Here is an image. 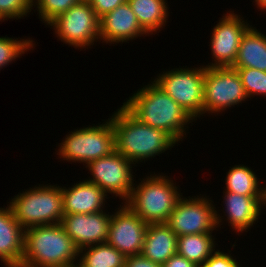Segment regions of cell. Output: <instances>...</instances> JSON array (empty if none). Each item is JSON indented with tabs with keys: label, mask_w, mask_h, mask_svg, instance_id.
<instances>
[{
	"label": "cell",
	"mask_w": 266,
	"mask_h": 267,
	"mask_svg": "<svg viewBox=\"0 0 266 267\" xmlns=\"http://www.w3.org/2000/svg\"><path fill=\"white\" fill-rule=\"evenodd\" d=\"M129 97L123 106L139 121L166 131L177 142L183 141L195 120L152 81ZM187 127V128H186Z\"/></svg>",
	"instance_id": "1"
},
{
	"label": "cell",
	"mask_w": 266,
	"mask_h": 267,
	"mask_svg": "<svg viewBox=\"0 0 266 267\" xmlns=\"http://www.w3.org/2000/svg\"><path fill=\"white\" fill-rule=\"evenodd\" d=\"M115 131L116 151L135 166L171 150L178 142L166 131L146 125L123 105L110 116Z\"/></svg>",
	"instance_id": "2"
},
{
	"label": "cell",
	"mask_w": 266,
	"mask_h": 267,
	"mask_svg": "<svg viewBox=\"0 0 266 267\" xmlns=\"http://www.w3.org/2000/svg\"><path fill=\"white\" fill-rule=\"evenodd\" d=\"M78 256L79 249L61 224L24 230V254L20 267H76Z\"/></svg>",
	"instance_id": "3"
},
{
	"label": "cell",
	"mask_w": 266,
	"mask_h": 267,
	"mask_svg": "<svg viewBox=\"0 0 266 267\" xmlns=\"http://www.w3.org/2000/svg\"><path fill=\"white\" fill-rule=\"evenodd\" d=\"M140 181L139 184L135 181L124 204L147 224L166 223L182 197L180 189L162 172L146 175Z\"/></svg>",
	"instance_id": "4"
},
{
	"label": "cell",
	"mask_w": 266,
	"mask_h": 267,
	"mask_svg": "<svg viewBox=\"0 0 266 267\" xmlns=\"http://www.w3.org/2000/svg\"><path fill=\"white\" fill-rule=\"evenodd\" d=\"M35 185L8 202L14 218L25 230L34 226L60 224L64 216L61 186Z\"/></svg>",
	"instance_id": "5"
},
{
	"label": "cell",
	"mask_w": 266,
	"mask_h": 267,
	"mask_svg": "<svg viewBox=\"0 0 266 267\" xmlns=\"http://www.w3.org/2000/svg\"><path fill=\"white\" fill-rule=\"evenodd\" d=\"M58 147V158L70 163L87 165L92 160L110 155L116 150L112 120L108 118L105 123L68 132Z\"/></svg>",
	"instance_id": "6"
},
{
	"label": "cell",
	"mask_w": 266,
	"mask_h": 267,
	"mask_svg": "<svg viewBox=\"0 0 266 267\" xmlns=\"http://www.w3.org/2000/svg\"><path fill=\"white\" fill-rule=\"evenodd\" d=\"M205 66L174 68L158 74L153 83L178 103L194 120L203 116Z\"/></svg>",
	"instance_id": "7"
},
{
	"label": "cell",
	"mask_w": 266,
	"mask_h": 267,
	"mask_svg": "<svg viewBox=\"0 0 266 267\" xmlns=\"http://www.w3.org/2000/svg\"><path fill=\"white\" fill-rule=\"evenodd\" d=\"M56 37L73 46L75 49L86 50L88 46L100 41V18L95 13L89 1H80L50 21ZM87 46V47H86Z\"/></svg>",
	"instance_id": "8"
},
{
	"label": "cell",
	"mask_w": 266,
	"mask_h": 267,
	"mask_svg": "<svg viewBox=\"0 0 266 267\" xmlns=\"http://www.w3.org/2000/svg\"><path fill=\"white\" fill-rule=\"evenodd\" d=\"M247 98L240 75L235 68L205 67L203 114H219L230 107L244 103Z\"/></svg>",
	"instance_id": "9"
},
{
	"label": "cell",
	"mask_w": 266,
	"mask_h": 267,
	"mask_svg": "<svg viewBox=\"0 0 266 267\" xmlns=\"http://www.w3.org/2000/svg\"><path fill=\"white\" fill-rule=\"evenodd\" d=\"M133 166L135 167L129 159L115 150L110 155L92 160L85 166L92 175V178L88 177L86 180L96 184L107 194L122 199L124 203L134 186Z\"/></svg>",
	"instance_id": "10"
},
{
	"label": "cell",
	"mask_w": 266,
	"mask_h": 267,
	"mask_svg": "<svg viewBox=\"0 0 266 267\" xmlns=\"http://www.w3.org/2000/svg\"><path fill=\"white\" fill-rule=\"evenodd\" d=\"M208 196L181 197L166 224L177 236L213 233L217 230L216 210Z\"/></svg>",
	"instance_id": "11"
},
{
	"label": "cell",
	"mask_w": 266,
	"mask_h": 267,
	"mask_svg": "<svg viewBox=\"0 0 266 267\" xmlns=\"http://www.w3.org/2000/svg\"><path fill=\"white\" fill-rule=\"evenodd\" d=\"M229 12V13H228ZM234 11H227L213 27L209 46L212 62L206 68L232 67L244 33L252 26ZM214 59V60H213ZM210 64V65H209Z\"/></svg>",
	"instance_id": "12"
},
{
	"label": "cell",
	"mask_w": 266,
	"mask_h": 267,
	"mask_svg": "<svg viewBox=\"0 0 266 267\" xmlns=\"http://www.w3.org/2000/svg\"><path fill=\"white\" fill-rule=\"evenodd\" d=\"M121 204L111 216L106 243L125 257L141 254L148 224L126 204Z\"/></svg>",
	"instance_id": "13"
},
{
	"label": "cell",
	"mask_w": 266,
	"mask_h": 267,
	"mask_svg": "<svg viewBox=\"0 0 266 267\" xmlns=\"http://www.w3.org/2000/svg\"><path fill=\"white\" fill-rule=\"evenodd\" d=\"M223 195L225 218L220 216V210L216 209V226L219 228L223 225L222 221L225 219L228 226L238 232V236L242 232H248L260 219L263 206L266 207V195H241L227 191H224Z\"/></svg>",
	"instance_id": "14"
},
{
	"label": "cell",
	"mask_w": 266,
	"mask_h": 267,
	"mask_svg": "<svg viewBox=\"0 0 266 267\" xmlns=\"http://www.w3.org/2000/svg\"><path fill=\"white\" fill-rule=\"evenodd\" d=\"M105 211L91 214H64L60 224L79 250L106 243L112 214Z\"/></svg>",
	"instance_id": "15"
},
{
	"label": "cell",
	"mask_w": 266,
	"mask_h": 267,
	"mask_svg": "<svg viewBox=\"0 0 266 267\" xmlns=\"http://www.w3.org/2000/svg\"><path fill=\"white\" fill-rule=\"evenodd\" d=\"M140 26L135 13L128 2L117 6L100 18V42L117 44L147 36Z\"/></svg>",
	"instance_id": "16"
},
{
	"label": "cell",
	"mask_w": 266,
	"mask_h": 267,
	"mask_svg": "<svg viewBox=\"0 0 266 267\" xmlns=\"http://www.w3.org/2000/svg\"><path fill=\"white\" fill-rule=\"evenodd\" d=\"M78 182L68 188L61 186L64 214H91L104 211L109 195L86 179Z\"/></svg>",
	"instance_id": "17"
},
{
	"label": "cell",
	"mask_w": 266,
	"mask_h": 267,
	"mask_svg": "<svg viewBox=\"0 0 266 267\" xmlns=\"http://www.w3.org/2000/svg\"><path fill=\"white\" fill-rule=\"evenodd\" d=\"M0 207V261L3 267H20L24 254V229L9 205Z\"/></svg>",
	"instance_id": "18"
},
{
	"label": "cell",
	"mask_w": 266,
	"mask_h": 267,
	"mask_svg": "<svg viewBox=\"0 0 266 267\" xmlns=\"http://www.w3.org/2000/svg\"><path fill=\"white\" fill-rule=\"evenodd\" d=\"M178 236L166 223L148 224L141 254L159 265H163L177 253Z\"/></svg>",
	"instance_id": "19"
},
{
	"label": "cell",
	"mask_w": 266,
	"mask_h": 267,
	"mask_svg": "<svg viewBox=\"0 0 266 267\" xmlns=\"http://www.w3.org/2000/svg\"><path fill=\"white\" fill-rule=\"evenodd\" d=\"M233 68H253L266 72V34L252 26L244 33Z\"/></svg>",
	"instance_id": "20"
},
{
	"label": "cell",
	"mask_w": 266,
	"mask_h": 267,
	"mask_svg": "<svg viewBox=\"0 0 266 267\" xmlns=\"http://www.w3.org/2000/svg\"><path fill=\"white\" fill-rule=\"evenodd\" d=\"M127 2L148 36L157 34V31L159 33L168 22L170 12L166 0H127Z\"/></svg>",
	"instance_id": "21"
},
{
	"label": "cell",
	"mask_w": 266,
	"mask_h": 267,
	"mask_svg": "<svg viewBox=\"0 0 266 267\" xmlns=\"http://www.w3.org/2000/svg\"><path fill=\"white\" fill-rule=\"evenodd\" d=\"M212 233L178 236L177 254L201 267L217 249Z\"/></svg>",
	"instance_id": "22"
},
{
	"label": "cell",
	"mask_w": 266,
	"mask_h": 267,
	"mask_svg": "<svg viewBox=\"0 0 266 267\" xmlns=\"http://www.w3.org/2000/svg\"><path fill=\"white\" fill-rule=\"evenodd\" d=\"M78 257L76 267H124L126 258L107 243L84 247Z\"/></svg>",
	"instance_id": "23"
},
{
	"label": "cell",
	"mask_w": 266,
	"mask_h": 267,
	"mask_svg": "<svg viewBox=\"0 0 266 267\" xmlns=\"http://www.w3.org/2000/svg\"><path fill=\"white\" fill-rule=\"evenodd\" d=\"M251 168L243 164L234 165L227 172L225 190L241 195H266L265 187ZM261 185V186H259Z\"/></svg>",
	"instance_id": "24"
},
{
	"label": "cell",
	"mask_w": 266,
	"mask_h": 267,
	"mask_svg": "<svg viewBox=\"0 0 266 267\" xmlns=\"http://www.w3.org/2000/svg\"><path fill=\"white\" fill-rule=\"evenodd\" d=\"M18 39H15V37H0V70L5 66L7 67L16 58L22 57L25 52L27 53L29 50L34 49L35 43L31 38Z\"/></svg>",
	"instance_id": "25"
},
{
	"label": "cell",
	"mask_w": 266,
	"mask_h": 267,
	"mask_svg": "<svg viewBox=\"0 0 266 267\" xmlns=\"http://www.w3.org/2000/svg\"><path fill=\"white\" fill-rule=\"evenodd\" d=\"M241 78L244 90L251 100L256 95L266 96V72L253 68H235Z\"/></svg>",
	"instance_id": "26"
},
{
	"label": "cell",
	"mask_w": 266,
	"mask_h": 267,
	"mask_svg": "<svg viewBox=\"0 0 266 267\" xmlns=\"http://www.w3.org/2000/svg\"><path fill=\"white\" fill-rule=\"evenodd\" d=\"M81 0H32V7L38 11L39 19L45 26L59 14L66 12L70 7Z\"/></svg>",
	"instance_id": "27"
},
{
	"label": "cell",
	"mask_w": 266,
	"mask_h": 267,
	"mask_svg": "<svg viewBox=\"0 0 266 267\" xmlns=\"http://www.w3.org/2000/svg\"><path fill=\"white\" fill-rule=\"evenodd\" d=\"M34 10L32 0H0V19H21Z\"/></svg>",
	"instance_id": "28"
},
{
	"label": "cell",
	"mask_w": 266,
	"mask_h": 267,
	"mask_svg": "<svg viewBox=\"0 0 266 267\" xmlns=\"http://www.w3.org/2000/svg\"><path fill=\"white\" fill-rule=\"evenodd\" d=\"M230 252L228 254L216 249L201 267H240V263L231 256Z\"/></svg>",
	"instance_id": "29"
},
{
	"label": "cell",
	"mask_w": 266,
	"mask_h": 267,
	"mask_svg": "<svg viewBox=\"0 0 266 267\" xmlns=\"http://www.w3.org/2000/svg\"><path fill=\"white\" fill-rule=\"evenodd\" d=\"M127 2V0H90L89 3L99 18L111 12L117 6Z\"/></svg>",
	"instance_id": "30"
},
{
	"label": "cell",
	"mask_w": 266,
	"mask_h": 267,
	"mask_svg": "<svg viewBox=\"0 0 266 267\" xmlns=\"http://www.w3.org/2000/svg\"><path fill=\"white\" fill-rule=\"evenodd\" d=\"M124 267H162L155 262H152L150 259L144 257L142 254L127 256L125 258Z\"/></svg>",
	"instance_id": "31"
},
{
	"label": "cell",
	"mask_w": 266,
	"mask_h": 267,
	"mask_svg": "<svg viewBox=\"0 0 266 267\" xmlns=\"http://www.w3.org/2000/svg\"><path fill=\"white\" fill-rule=\"evenodd\" d=\"M162 267H198L192 261L187 260L183 256L179 254H174L171 256L163 265Z\"/></svg>",
	"instance_id": "32"
},
{
	"label": "cell",
	"mask_w": 266,
	"mask_h": 267,
	"mask_svg": "<svg viewBox=\"0 0 266 267\" xmlns=\"http://www.w3.org/2000/svg\"><path fill=\"white\" fill-rule=\"evenodd\" d=\"M253 2H255L258 9L266 11V0H254Z\"/></svg>",
	"instance_id": "33"
}]
</instances>
